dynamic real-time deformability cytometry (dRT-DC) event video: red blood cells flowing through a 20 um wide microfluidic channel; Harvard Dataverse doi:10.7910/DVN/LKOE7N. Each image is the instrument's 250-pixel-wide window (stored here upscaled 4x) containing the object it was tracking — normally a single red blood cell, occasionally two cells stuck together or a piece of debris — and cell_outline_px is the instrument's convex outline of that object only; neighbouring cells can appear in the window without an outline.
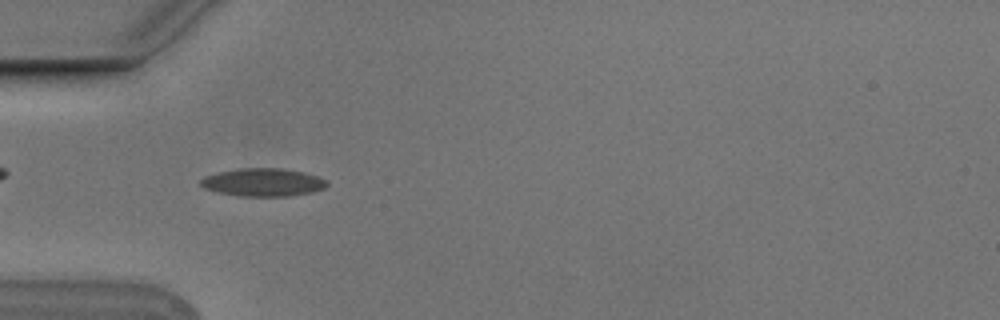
{"species": "Egyptian fruit bat (a non-hibernating species)", "species_latin": "Rousettus aegyptiacus", "temperature_condition": "cold", "stored_images_in_passage": 3, "camera_frame_rate_fps": 3000, "um_per_image_px": 0.085, "animal": {"sex": "male"}, "frame": {"image": 1, "passage_image": 2, "time_ms": 0.333, "image_size_px": [1000, 320], "cell_outline_px": [[328, 184], [324, 188], [312, 192], [288, 196], [240, 196], [220, 192], [204, 188], [200, 184], [200, 180], [204, 176], [220, 172], [240, 168], [280, 168], [304, 172], [328, 180]], "centroid_in_image_um": [22.38, 15.49], "position_along_channel_um": 62.6, "area_um2": 20.46}}